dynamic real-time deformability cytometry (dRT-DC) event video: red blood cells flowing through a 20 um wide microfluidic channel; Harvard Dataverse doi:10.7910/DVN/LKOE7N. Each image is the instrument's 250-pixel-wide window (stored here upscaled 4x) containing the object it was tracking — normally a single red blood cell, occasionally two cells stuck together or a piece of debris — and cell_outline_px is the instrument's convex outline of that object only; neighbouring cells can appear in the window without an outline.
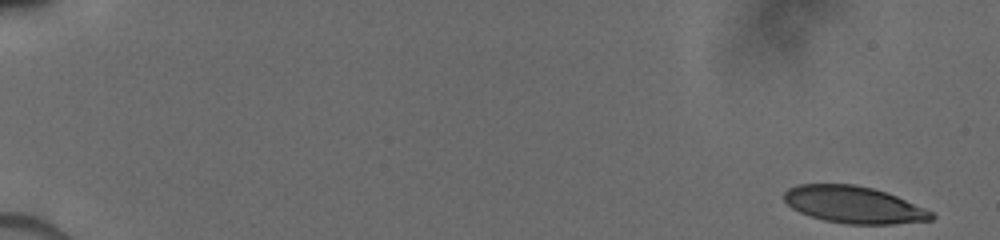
{"species": "human", "species_latin": "Homo sapiens", "temperature_condition": "cold", "stored_images_in_passage": 66, "camera_frame_rate_fps": 3000, "um_per_image_px": 0.085, "donor": {"sex": "male"}, "frame": {"image": 1, "passage_image": 1, "time_ms": 0.0, "image_size_px": [1000, 240], "cell_outline_px": [[936, 216], [932, 220], [896, 224], [848, 224], [824, 220], [800, 212], [792, 208], [784, 200], [784, 192], [788, 188], [796, 184], [856, 184], [872, 188], [896, 196], [924, 208], [932, 212]], "centroid_in_image_um": [72.56, 17.4], "position_along_channel_um": 12.4, "area_um2": 31.62}}
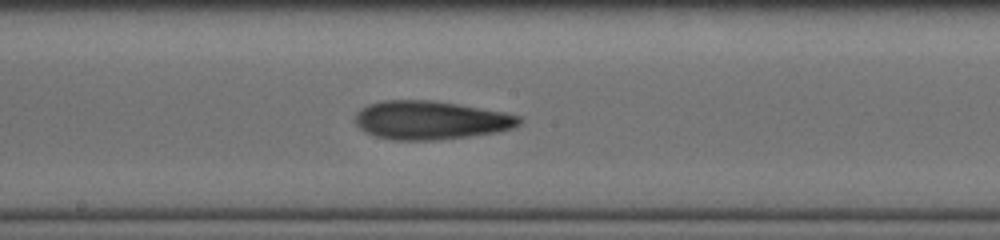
{"frame": {"image": 2, "passage_image": 37, "time_ms": 9.333, "image_size_px": [1000, 240], "cell_outline_px": [[524, 120], [520, 124], [512, 128], [496, 132], [468, 136], [436, 140], [392, 140], [376, 136], [364, 132], [356, 124], [356, 112], [360, 108], [368, 104], [384, 100], [432, 100], [504, 112], [520, 116]], "centroid_in_image_um": [36.59, 10.21], "position_along_channel_um": 211.6, "area_um2": 36.82}}
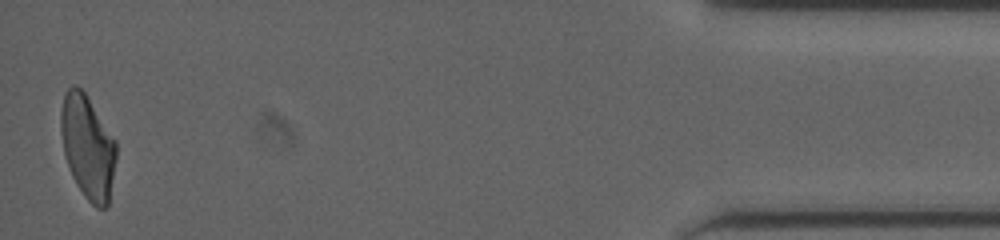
{"frame": {"image": 3, "passage_image": 65, "time_ms": 16.333, "image_size_px": [1000, 240], "cell_outline_px": [[116, 160], [108, 208], [96, 208], [84, 196], [76, 184], [72, 176], [64, 152], [60, 132], [60, 112], [64, 96], [68, 88], [72, 84], [76, 84], [84, 92], [116, 140]], "centroid_in_image_um": [7.46, 12.5], "position_along_channel_um": 427.7, "area_um2": 33.47}}